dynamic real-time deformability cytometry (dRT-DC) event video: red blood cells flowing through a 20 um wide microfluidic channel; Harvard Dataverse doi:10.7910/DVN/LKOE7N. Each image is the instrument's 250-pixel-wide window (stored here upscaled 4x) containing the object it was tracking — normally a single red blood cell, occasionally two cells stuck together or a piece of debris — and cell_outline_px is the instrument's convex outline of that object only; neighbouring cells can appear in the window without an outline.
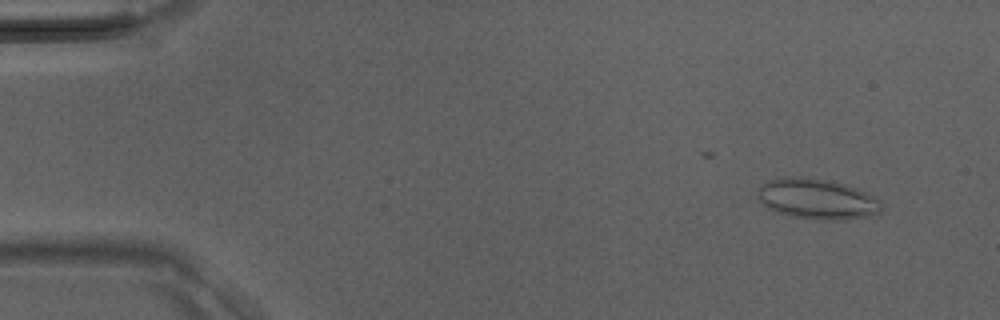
{"species": "Egyptian fruit bat (a non-hibernating species)", "species_latin": "Rousettus aegyptiacus", "temperature_condition": "room temperature", "stored_images_in_passage": 13, "camera_frame_rate_fps": 3000, "um_per_image_px": 0.085, "animal": {"sex": "male"}, "frame": {"image": 1, "passage_image": 3, "time_ms": 0.667, "image_size_px": [1000, 320], "cell_outline_px": [[880, 212], [872, 216], [844, 220], [816, 220], [788, 216], [768, 208], [756, 196], [756, 192], [768, 180], [784, 176], [800, 176], [832, 180], [856, 188], [880, 200]], "centroid_in_image_um": [69.43, 16.91], "position_along_channel_um": 15.6, "area_um2": 29.48}}